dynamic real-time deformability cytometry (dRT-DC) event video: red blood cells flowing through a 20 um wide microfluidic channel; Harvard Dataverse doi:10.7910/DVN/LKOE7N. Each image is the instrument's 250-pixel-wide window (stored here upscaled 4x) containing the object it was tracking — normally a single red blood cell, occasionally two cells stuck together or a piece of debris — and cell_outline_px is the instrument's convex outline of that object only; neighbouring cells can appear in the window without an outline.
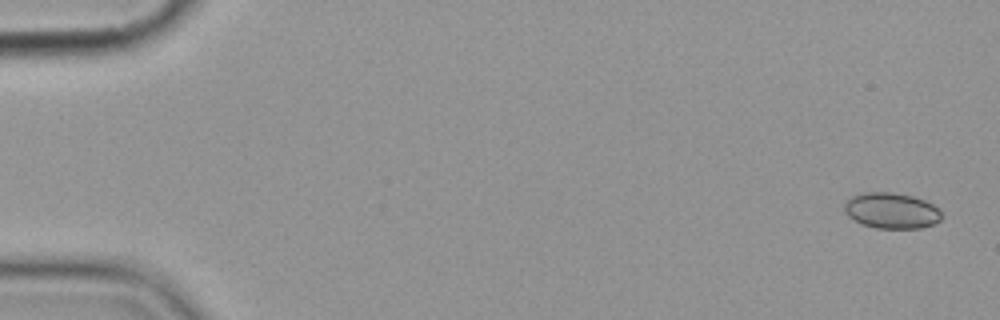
{"species": "common noctule bat (a hibernating species)", "species_latin": "Nyctalus noctula", "temperature_condition": "cold", "stored_images_in_passage": 6, "camera_frame_rate_fps": 3000, "um_per_image_px": 0.085, "animal": {"sex": "female", "body_mass_g": 19.9}, "frame": {"image": 1, "passage_image": 1, "time_ms": 0.0, "image_size_px": [1000, 320], "cell_outline_px": [[940, 220], [936, 224], [920, 228], [876, 228], [864, 224], [848, 216], [844, 212], [844, 204], [852, 196], [864, 192], [892, 192], [912, 196], [924, 200], [940, 208]], "centroid_in_image_um": [75.79, 17.9], "position_along_channel_um": 9.2, "area_um2": 20.23}}